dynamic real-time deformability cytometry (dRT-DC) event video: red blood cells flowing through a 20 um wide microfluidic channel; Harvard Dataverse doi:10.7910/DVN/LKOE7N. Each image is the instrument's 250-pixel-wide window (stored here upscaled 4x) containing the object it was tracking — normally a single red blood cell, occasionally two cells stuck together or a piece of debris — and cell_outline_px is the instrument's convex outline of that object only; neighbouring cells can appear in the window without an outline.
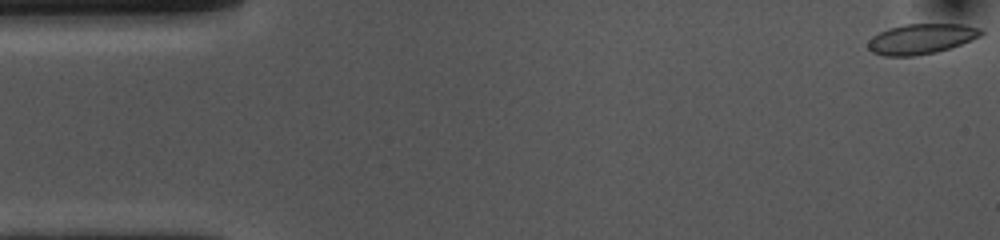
{"species": "common noctule bat (a hibernating species)", "species_latin": "Nyctalus noctula", "temperature_condition": "cold", "stored_images_in_passage": 53, "camera_frame_rate_fps": 3000, "um_per_image_px": 0.085, "animal": {"sex": "female", "body_mass_g": 10.0, "forearm_length_mm": 53.1}, "frame": {"image": 1, "passage_image": 1, "time_ms": 0.0, "image_size_px": [1000, 240], "cell_outline_px": [[984, 32], [980, 36], [960, 44], [936, 52], [912, 56], [884, 56], [872, 52], [868, 48], [868, 40], [872, 36], [888, 28], [904, 24], [964, 24], [980, 28]], "centroid_in_image_um": [78.27, 3.3], "position_along_channel_um": 6.7, "area_um2": 19.83}}
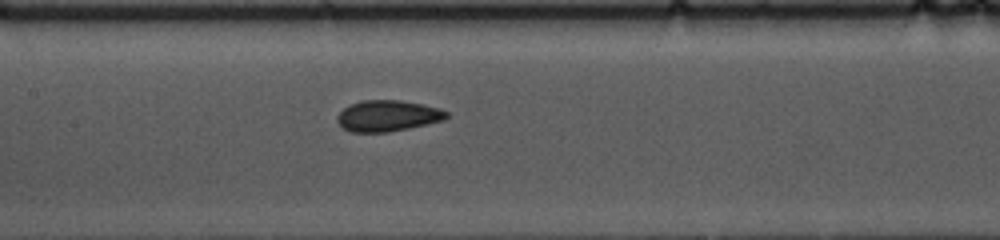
{"frame": {"image": 2, "passage_image": 24, "time_ms": 7.667, "image_size_px": [1000, 240], "cell_outline_px": [[448, 116], [444, 120], [408, 128], [388, 132], [352, 132], [344, 128], [336, 120], [336, 116], [344, 108], [360, 100], [400, 100], [440, 108], [448, 112]], "centroid_in_image_um": [32.95, 9.84], "position_along_channel_um": 174.5, "area_um2": 19.65}}
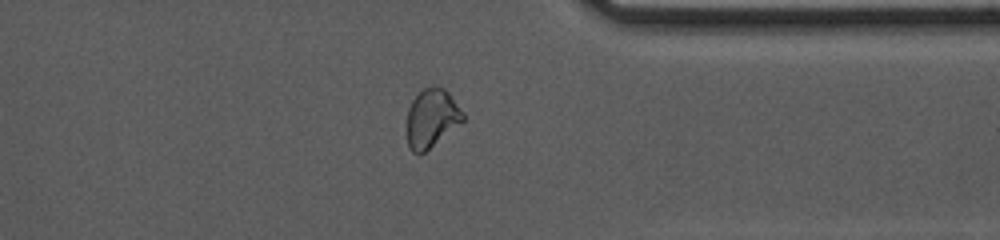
{"frame": {"image": 3, "passage_image": 41, "time_ms": 13.333, "image_size_px": [1000, 240], "cell_outline_px": [[464, 120], [424, 152], [412, 152], [408, 148], [408, 108], [412, 100], [424, 88], [444, 88], [448, 92], [464, 112]], "centroid_in_image_um": [36.69, 10.04], "position_along_channel_um": 374.7, "area_um2": 18.55}, "authors_computed_cell_mechanics": {"area_um2": 19.8832, "velocity_mm_per_s": 3.6852, "shape_relaxation_time_tau1_ms": null, "shape_relaxation_time_tau2_ms": 1.4842, "deformation_change_tau1": null, "deformation_change_tau2": 0.049}}